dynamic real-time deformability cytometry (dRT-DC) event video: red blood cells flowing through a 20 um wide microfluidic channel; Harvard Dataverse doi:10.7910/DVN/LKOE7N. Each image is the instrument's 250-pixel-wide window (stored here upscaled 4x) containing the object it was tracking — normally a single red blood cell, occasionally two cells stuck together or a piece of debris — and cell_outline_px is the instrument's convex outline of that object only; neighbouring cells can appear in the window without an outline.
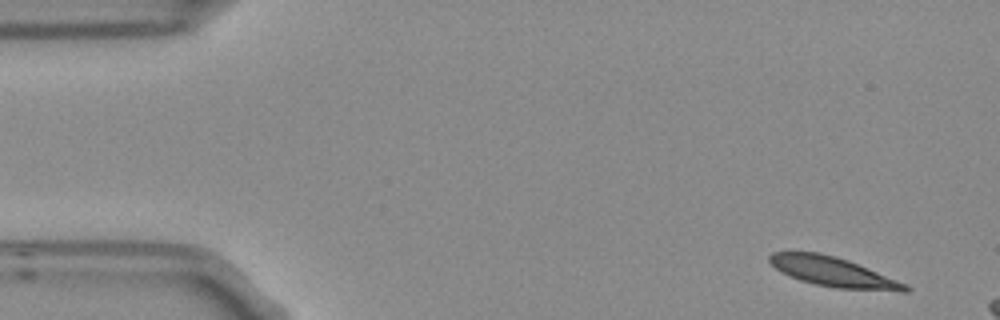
{"species": "Egyptian fruit bat (a non-hibernating species)", "species_latin": "Rousettus aegyptiacus", "temperature_condition": "room temperature", "stored_images_in_passage": 3, "camera_frame_rate_fps": 3000, "um_per_image_px": 0.085, "frame": {"image": 1, "passage_image": 1, "time_ms": 0.0, "image_size_px": [1000, 320], "cell_outline_px": [[912, 288], [908, 292], [904, 292], [836, 288], [816, 284], [800, 280], [780, 272], [768, 260], [768, 256], [772, 252], [820, 252], [836, 256], [848, 260], [908, 284]], "centroid_in_image_um": [70.86, 23.12], "position_along_channel_um": 14.1, "area_um2": 23.52}}